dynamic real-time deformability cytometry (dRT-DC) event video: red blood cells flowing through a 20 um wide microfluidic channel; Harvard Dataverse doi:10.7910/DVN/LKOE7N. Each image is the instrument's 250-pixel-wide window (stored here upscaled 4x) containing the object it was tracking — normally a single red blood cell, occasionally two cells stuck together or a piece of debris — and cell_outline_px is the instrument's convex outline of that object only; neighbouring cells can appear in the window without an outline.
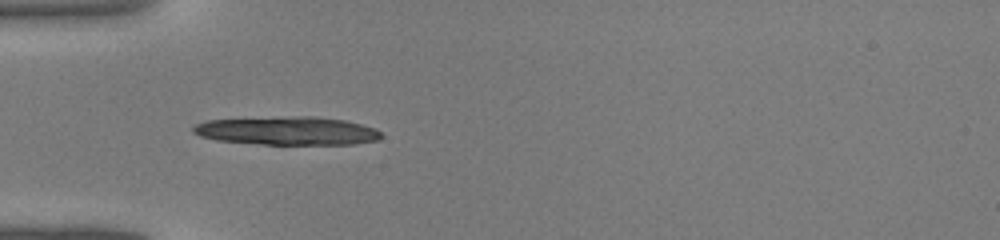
{"species": "common noctule bat (a hibernating species)", "species_latin": "Nyctalus noctula", "temperature_condition": "warm", "stored_images_in_passage": 30, "camera_frame_rate_fps": 3000, "um_per_image_px": 0.085, "animal": {"sex": "male", "body_mass_g": 19.0, "forearm_length_mm": 50.8}, "frame": {"image": 1, "passage_image": 1, "time_ms": 0.0, "image_size_px": [1000, 240], "cell_outline_px": [[384, 136], [380, 140], [352, 144], [260, 144], [216, 140], [200, 136], [192, 132], [192, 128], [196, 124], [208, 120], [296, 116], [312, 116], [344, 120], [376, 128]], "centroid_in_image_um": [24.45, 11.12], "position_along_channel_um": 60.6, "area_um2": 31.04}}
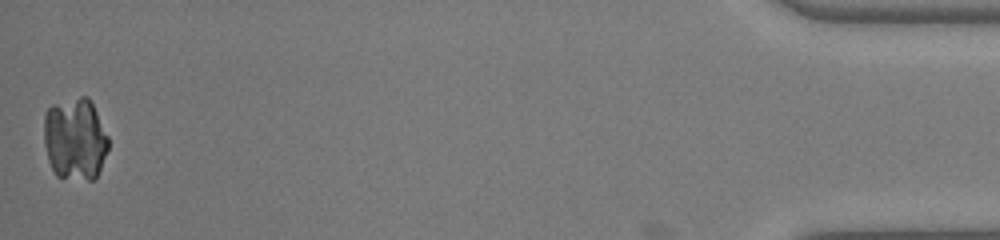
{"frame": {"image": 2, "passage_image": 30, "time_ms": 9.667, "image_size_px": [1000, 240], "cell_outline_px": [[108, 148], [100, 168], [96, 176], [92, 180], [88, 180], [56, 176], [48, 160], [44, 144], [44, 112], [52, 104], [80, 96], [88, 96], [108, 136]], "centroid_in_image_um": [6.35, 11.8], "position_along_channel_um": 428.8, "area_um2": 30.92}}